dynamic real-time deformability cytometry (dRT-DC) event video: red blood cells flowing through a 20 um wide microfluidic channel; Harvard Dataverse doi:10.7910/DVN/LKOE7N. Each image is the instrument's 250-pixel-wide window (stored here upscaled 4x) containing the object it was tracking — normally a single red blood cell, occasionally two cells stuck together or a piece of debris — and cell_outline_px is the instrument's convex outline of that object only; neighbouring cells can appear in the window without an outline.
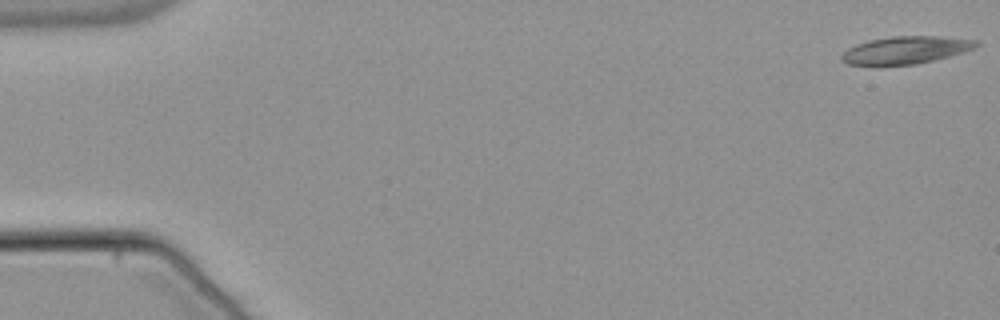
{"species": "common noctule bat (a hibernating species)", "species_latin": "Nyctalus noctula", "temperature_condition": "warm", "stored_images_in_passage": 54, "camera_frame_rate_fps": 3000, "um_per_image_px": 0.085, "animal": {"sex": "male", "body_mass_g": 21.5, "forearm_length_mm": 52.0}, "frame": {"image": 1, "passage_image": 1, "time_ms": 0.0, "image_size_px": [1000, 320], "cell_outline_px": [[980, 44], [976, 48], [948, 56], [916, 64], [880, 68], [876, 68], [848, 64], [840, 60], [840, 56], [848, 48], [856, 44], [868, 40], [892, 36], [940, 36], [976, 40]], "centroid_in_image_um": [76.89, 4.29], "position_along_channel_um": 8.1, "area_um2": 22.31}}
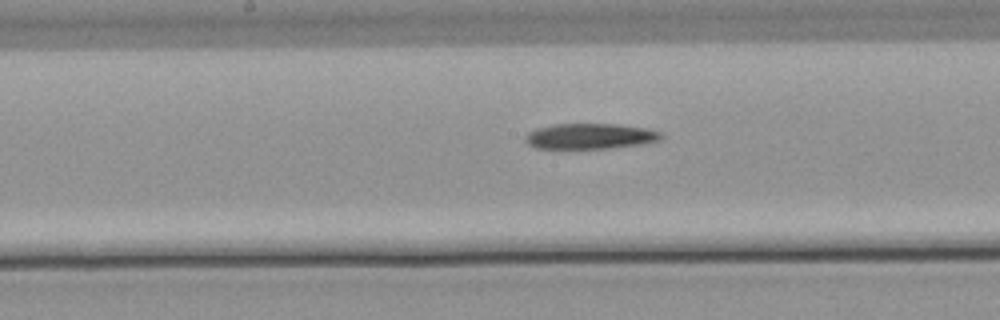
{"frame": {"image": 2, "passage_image": 28, "time_ms": 9.0, "image_size_px": [1000, 320], "cell_outline_px": [[664, 136], [660, 140], [640, 144], [612, 148], [536, 148], [528, 144], [524, 140], [524, 136], [528, 132], [536, 128], [556, 124], [616, 124], [648, 128], [664, 132]], "centroid_in_image_um": [50.19, 11.57], "position_along_channel_um": 198.0, "area_um2": 20.35}}
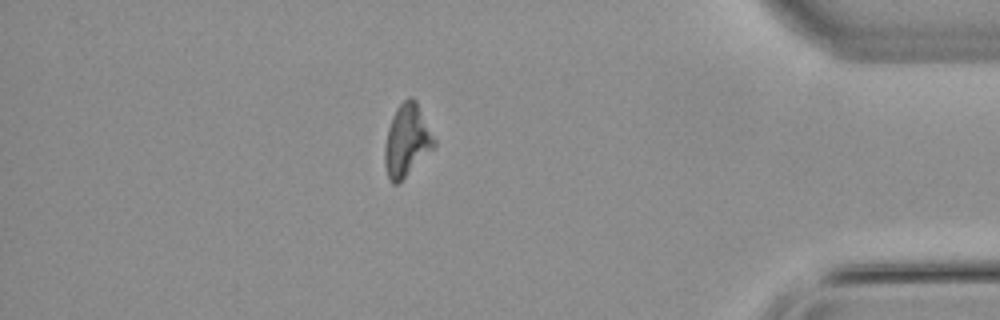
{"frame": {"image": 3, "passage_image": 47, "time_ms": 15.333, "image_size_px": [1000, 320], "cell_outline_px": [[436, 144], [396, 184], [392, 184], [388, 176], [384, 164], [384, 144], [388, 128], [392, 116], [396, 108], [408, 96], [412, 96], [416, 100], [436, 140]], "centroid_in_image_um": [34.55, 11.88], "position_along_channel_um": 400.6, "area_um2": 20.35}, "authors_computed_cell_mechanics": {"area_um2": 21.2704, "velocity_mm_per_s": 3.8091, "shape_relaxation_time_tau1_ms": null, "shape_relaxation_time_tau2_ms": 8.5268, "deformation_change_tau1": null, "deformation_change_tau2": 0.2598}}